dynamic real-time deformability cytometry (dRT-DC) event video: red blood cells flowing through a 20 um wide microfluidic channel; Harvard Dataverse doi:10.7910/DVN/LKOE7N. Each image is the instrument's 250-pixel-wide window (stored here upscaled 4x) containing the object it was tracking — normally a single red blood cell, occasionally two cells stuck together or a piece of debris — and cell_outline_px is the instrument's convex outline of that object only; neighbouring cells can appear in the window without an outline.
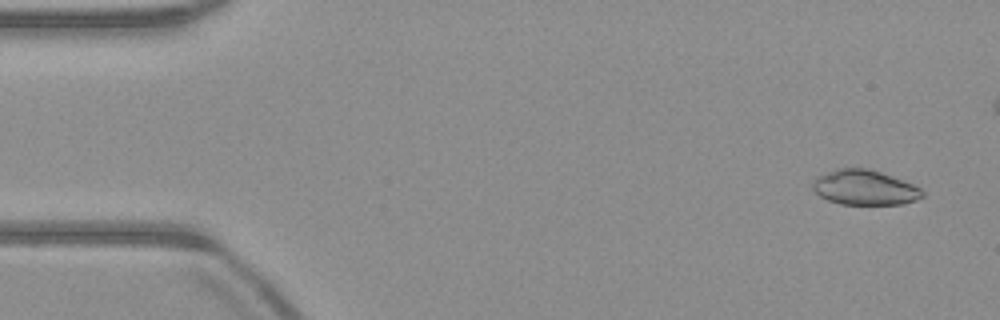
{"species": "common noctule bat (a hibernating species)", "species_latin": "Nyctalus noctula", "temperature_condition": "warm", "stored_images_in_passage": 45, "camera_frame_rate_fps": 3000, "um_per_image_px": 0.085, "animal": {"sex": "male", "body_mass_g": 23.1, "forearm_length_mm": 52.7}, "frame": {"image": 1, "passage_image": 3, "time_ms": 0.667, "image_size_px": [1000, 320], "cell_outline_px": [[924, 196], [916, 200], [904, 204], [840, 204], [828, 200], [820, 196], [812, 188], [812, 180], [816, 176], [836, 168], [868, 168], [892, 176], [912, 184], [920, 188], [924, 192]], "centroid_in_image_um": [73.47, 15.94], "position_along_channel_um": 11.5, "area_um2": 22.43}}
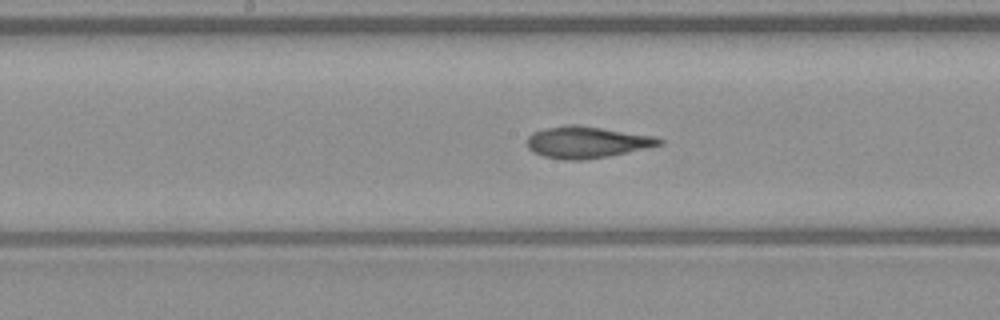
{"frame": {"image": 2, "passage_image": 26, "time_ms": 8.333, "image_size_px": [1000, 320], "cell_outline_px": [[664, 144], [648, 148], [608, 156], [584, 160], [564, 160], [544, 156], [532, 152], [528, 148], [528, 136], [532, 132], [544, 128], [568, 124], [576, 124], [656, 136], [664, 140]], "centroid_in_image_um": [49.9, 12.08], "position_along_channel_um": 198.3, "area_um2": 24.57}}
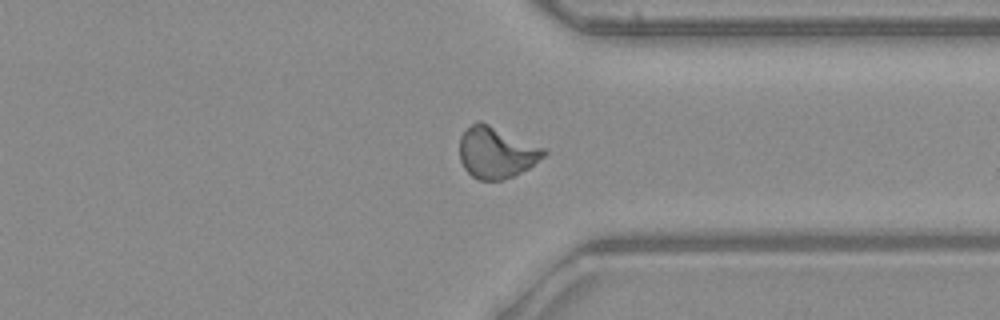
{"frame": {"image": 3, "passage_image": 39, "time_ms": 12.667, "image_size_px": [1000, 320], "cell_outline_px": [[548, 152], [544, 156], [528, 168], [504, 180], [480, 180], [472, 176], [464, 168], [460, 160], [460, 136], [472, 124], [480, 120], [548, 148]], "centroid_in_image_um": [42.22, 12.95], "position_along_channel_um": 369.2, "area_um2": 25.37}}